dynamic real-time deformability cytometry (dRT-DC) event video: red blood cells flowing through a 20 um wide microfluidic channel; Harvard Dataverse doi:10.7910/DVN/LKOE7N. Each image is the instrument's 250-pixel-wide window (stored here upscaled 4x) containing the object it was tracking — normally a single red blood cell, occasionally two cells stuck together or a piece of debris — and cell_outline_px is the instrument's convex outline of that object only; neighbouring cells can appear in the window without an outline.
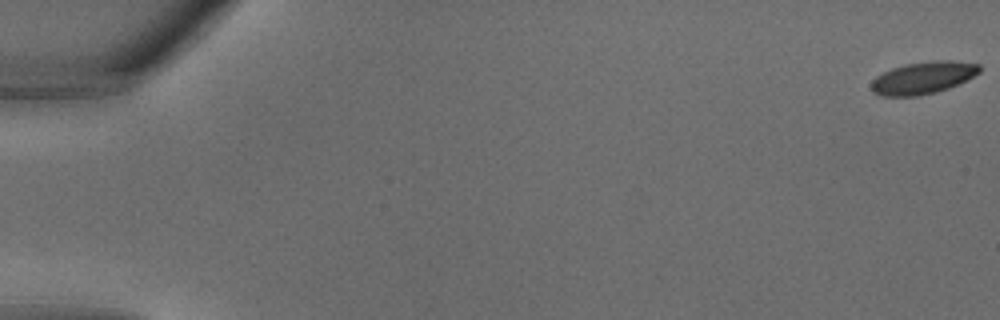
{"species": "common noctule bat (a hibernating species)", "species_latin": "Nyctalus noctula", "temperature_condition": "warm", "stored_images_in_passage": 35, "camera_frame_rate_fps": 3000, "um_per_image_px": 0.085, "animal": {"sex": "male", "body_mass_g": 18.8}, "frame": {"image": 1, "passage_image": 1, "time_ms": 0.0, "image_size_px": [1000, 320], "cell_outline_px": [[980, 72], [948, 88], [936, 92], [916, 96], [880, 96], [872, 92], [872, 80], [876, 76], [892, 68], [904, 64], [932, 60], [952, 60], [980, 64]], "centroid_in_image_um": [78.43, 6.6], "position_along_channel_um": 6.6, "area_um2": 20.23}}
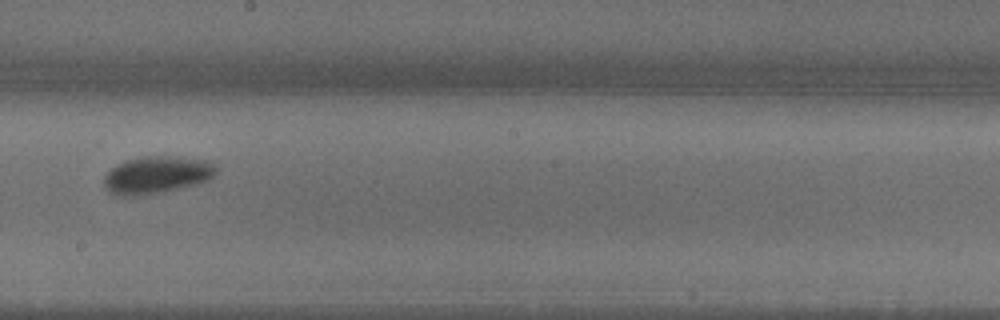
{"frame": {"image": 2, "passage_image": 21, "time_ms": 6.667, "image_size_px": [1000, 320], "cell_outline_px": [[216, 172], [208, 180], [180, 188], [164, 192], [136, 196], [116, 196], [108, 192], [104, 188], [104, 176], [116, 164], [128, 160], [144, 156], [164, 156], [212, 160], [216, 164]], "centroid_in_image_um": [13.31, 14.87], "position_along_channel_um": 234.9, "area_um2": 24.57}}
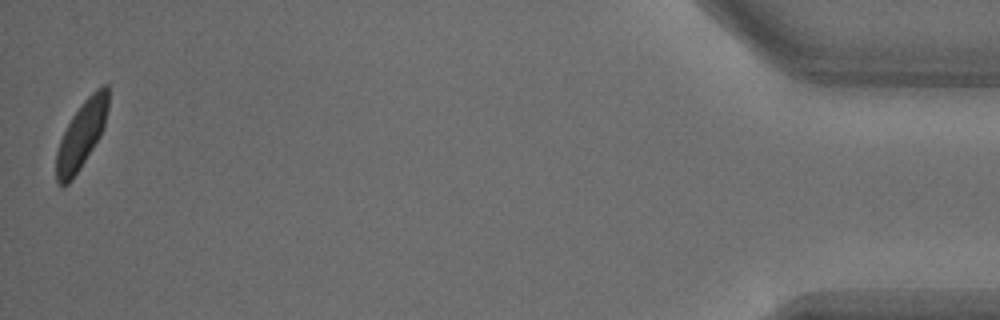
{"frame": {"image": 3, "passage_image": 35, "time_ms": 11.333, "image_size_px": [1000, 320], "cell_outline_px": [[108, 108], [104, 124], [100, 136], [80, 168], [72, 180], [64, 188], [56, 180], [56, 152], [60, 140], [72, 116], [80, 104], [100, 84], [108, 84]], "centroid_in_image_um": [6.92, 11.45], "position_along_channel_um": 428.3, "area_um2": 20.29}}